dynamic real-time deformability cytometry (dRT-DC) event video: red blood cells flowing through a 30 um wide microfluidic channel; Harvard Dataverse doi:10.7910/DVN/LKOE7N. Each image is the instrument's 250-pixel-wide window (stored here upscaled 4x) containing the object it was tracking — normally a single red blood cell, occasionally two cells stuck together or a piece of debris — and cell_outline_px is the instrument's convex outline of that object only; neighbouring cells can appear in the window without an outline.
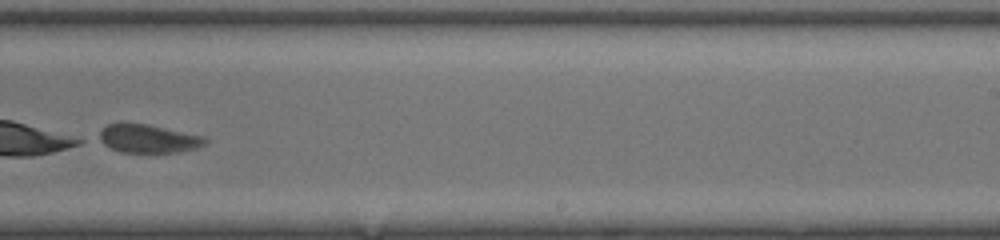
{"species": "common noctule bat (a hibernating species)", "species_latin": "Nyctalus noctula", "temperature_condition": "room temperature", "stored_images_in_passage": 41, "camera_frame_rate_fps": 3000, "um_per_image_px": 0.085, "animal": {"sex": "female", "body_mass_g": 20.0, "forearm_length_mm": 54.0}, "frame": {"image": 1, "passage_image": 26, "time_ms": 8.333, "image_size_px": [1000, 240], "cell_outline_px": [[208, 140], [204, 144], [196, 148], [180, 152], [120, 152], [96, 140], [100, 132], [108, 124], [148, 124], [204, 136]], "centroid_in_image_um": [12.61, 11.79], "position_along_channel_um": 276.4, "area_um2": 17.34}}